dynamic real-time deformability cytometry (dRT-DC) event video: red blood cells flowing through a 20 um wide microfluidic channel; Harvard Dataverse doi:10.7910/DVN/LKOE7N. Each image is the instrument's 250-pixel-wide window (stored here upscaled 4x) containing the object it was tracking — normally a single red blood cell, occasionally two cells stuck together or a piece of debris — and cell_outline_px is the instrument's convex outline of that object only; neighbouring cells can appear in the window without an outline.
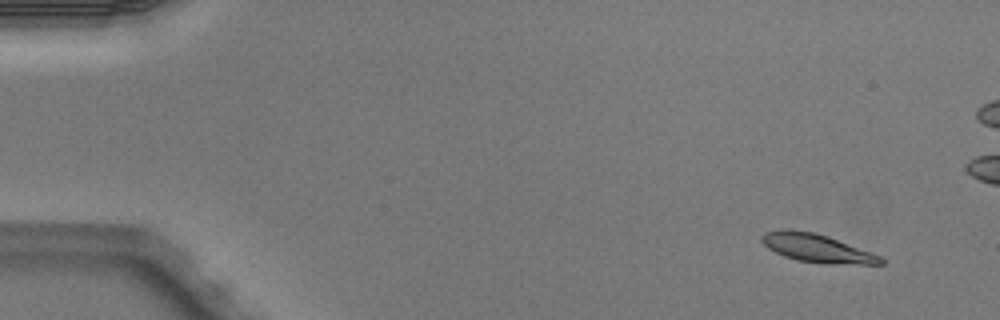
{"species": "Egyptian fruit bat (a non-hibernating species)", "species_latin": "Rousettus aegyptiacus", "temperature_condition": "warm", "stored_images_in_passage": 5, "camera_frame_rate_fps": 3000, "um_per_image_px": 0.085, "animal": {"sex": "male"}, "frame": {"image": 1, "passage_image": 1, "time_ms": 0.0, "image_size_px": [1000, 320], "cell_outline_px": [[884, 264], [824, 264], [796, 260], [784, 256], [768, 248], [760, 240], [760, 236], [764, 232], [812, 232], [828, 236], [872, 252], [880, 256], [884, 260]], "centroid_in_image_um": [69.51, 21.14], "position_along_channel_um": 15.5, "area_um2": 19.07}}